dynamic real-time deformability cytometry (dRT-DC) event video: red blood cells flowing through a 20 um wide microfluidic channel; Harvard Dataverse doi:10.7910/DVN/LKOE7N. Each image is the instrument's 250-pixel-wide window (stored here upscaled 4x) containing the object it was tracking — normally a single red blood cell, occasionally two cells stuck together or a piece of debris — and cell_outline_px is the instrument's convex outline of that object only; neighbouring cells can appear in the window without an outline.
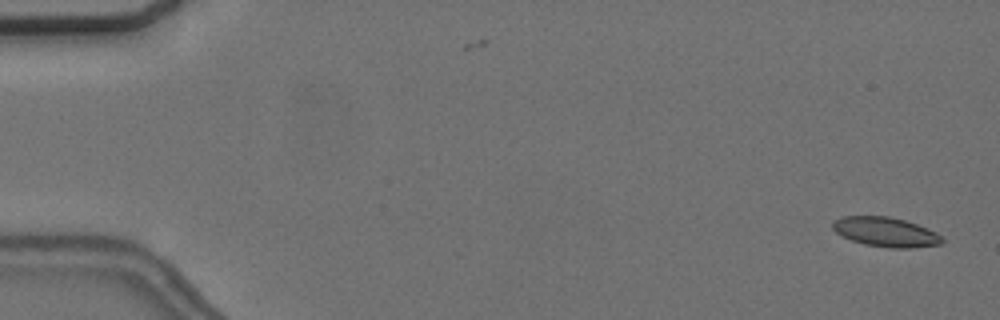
{"species": "common noctule bat (a hibernating species)", "species_latin": "Nyctalus noctula", "temperature_condition": "cold", "stored_images_in_passage": 55, "camera_frame_rate_fps": 3000, "um_per_image_px": 0.085, "animal": {"sex": "female", "body_mass_g": 24.6, "forearm_length_mm": 56.2}, "frame": {"image": 1, "passage_image": 1, "time_ms": 0.0, "image_size_px": [1000, 320], "cell_outline_px": [[944, 240], [940, 244], [908, 248], [892, 248], [864, 244], [852, 240], [836, 232], [832, 228], [832, 220], [844, 216], [888, 216], [904, 220], [916, 224], [936, 232]], "centroid_in_image_um": [75.25, 19.71], "position_along_channel_um": 9.7, "area_um2": 18.61}}
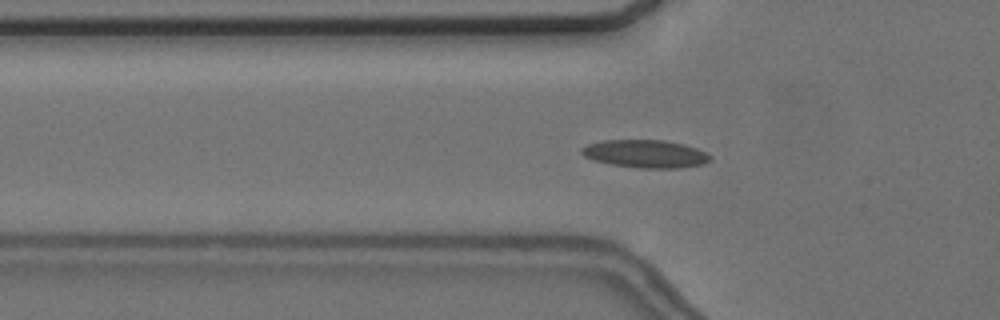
{"frame": {"image": 2, "passage_image": 18, "time_ms": 5.667, "image_size_px": [1000, 320], "cell_outline_px": [[712, 156], [704, 164], [680, 168], [640, 168], [612, 164], [592, 160], [584, 156], [580, 152], [580, 148], [588, 144], [600, 140], [664, 140], [684, 144], [696, 148]], "centroid_in_image_um": [54.83, 13.07], "position_along_channel_um": 71.0, "area_um2": 20.92}}
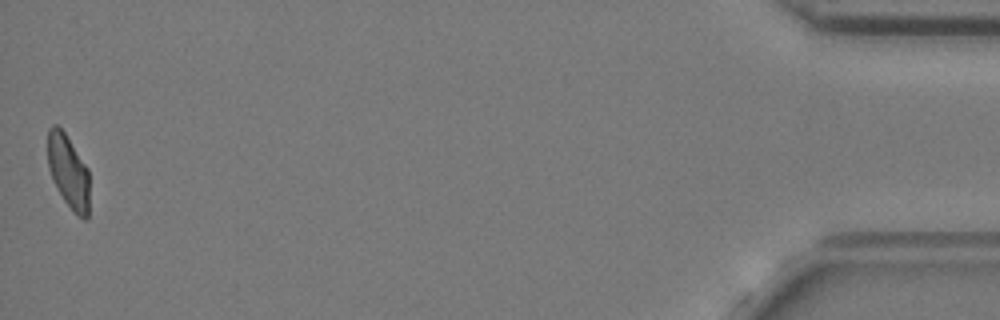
{"frame": {"image": 3, "passage_image": 55, "time_ms": 18.0, "image_size_px": [1000, 320], "cell_outline_px": [[88, 220], [84, 220], [76, 216], [64, 200], [52, 180], [48, 168], [48, 128], [52, 124], [56, 124], [64, 132], [88, 168]], "centroid_in_image_um": [5.8, 14.6], "position_along_channel_um": 429.4, "area_um2": 17.86}, "authors_computed_cell_mechanics": {"area_um2": 19.2474, "velocity_mm_per_s": 3.666, "shape_relaxation_time_tau1_ms": null, "shape_relaxation_time_tau2_ms": 3.207, "deformation_change_tau1": null, "deformation_change_tau2": 0.0831}}